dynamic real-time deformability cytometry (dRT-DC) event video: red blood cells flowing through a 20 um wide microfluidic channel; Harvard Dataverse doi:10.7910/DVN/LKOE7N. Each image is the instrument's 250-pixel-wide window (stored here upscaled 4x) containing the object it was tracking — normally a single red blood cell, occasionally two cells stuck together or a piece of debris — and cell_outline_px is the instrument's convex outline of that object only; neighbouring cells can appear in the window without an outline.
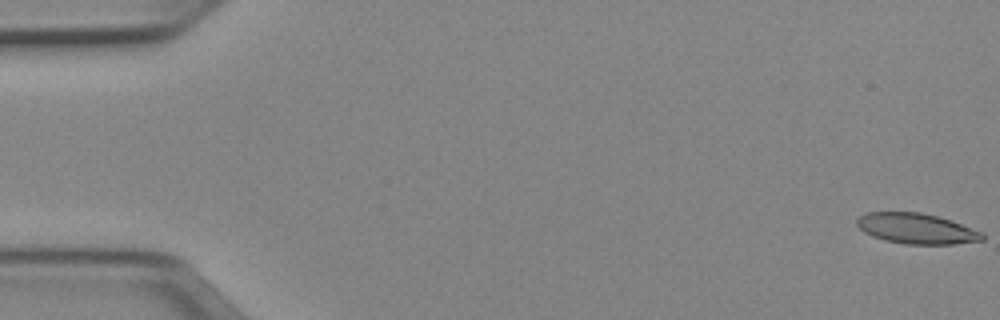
{"species": "Egyptian fruit bat (a non-hibernating species)", "species_latin": "Rousettus aegyptiacus", "temperature_condition": "cold", "stored_images_in_passage": 51, "camera_frame_rate_fps": 3000, "um_per_image_px": 0.085, "animal": {"sex": "female"}, "frame": {"image": 1, "passage_image": 1, "time_ms": 0.0, "image_size_px": [1000, 320], "cell_outline_px": [[984, 240], [952, 244], [904, 244], [884, 240], [872, 236], [864, 232], [856, 224], [856, 220], [860, 216], [868, 212], [920, 212], [940, 216], [952, 220], [984, 232]], "centroid_in_image_um": [77.93, 19.42], "position_along_channel_um": 7.1, "area_um2": 22.48}}
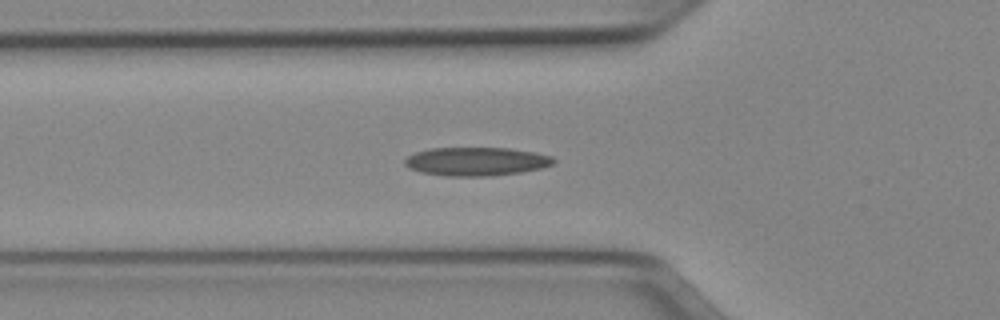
{"frame": {"image": 2, "passage_image": 18, "time_ms": 5.667, "image_size_px": [1000, 320], "cell_outline_px": [[556, 160], [552, 164], [540, 168], [520, 172], [492, 176], [448, 176], [420, 172], [408, 168], [404, 164], [404, 160], [408, 156], [416, 152], [432, 148], [508, 148], [532, 152], [552, 156]], "centroid_in_image_um": [40.45, 13.73], "position_along_channel_um": 85.3, "area_um2": 24.62}}
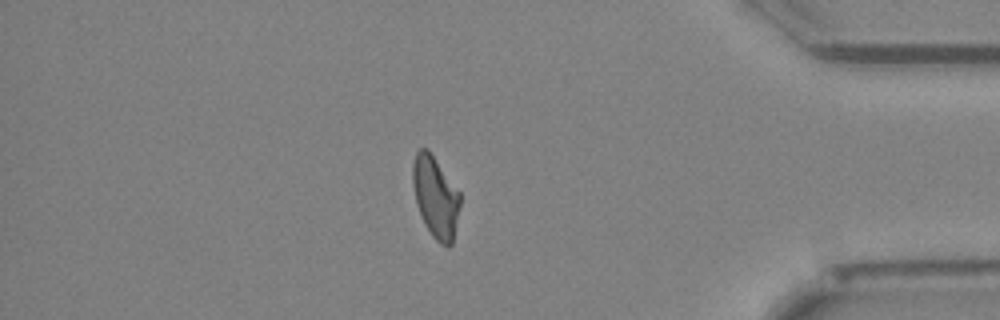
{"frame": {"image": 3, "passage_image": 44, "time_ms": 14.333, "image_size_px": [1000, 320], "cell_outline_px": [[460, 204], [452, 244], [448, 248], [440, 244], [432, 236], [416, 204], [412, 184], [412, 164], [416, 152], [420, 148], [428, 148], [460, 192]], "centroid_in_image_um": [37.01, 16.72], "position_along_channel_um": 398.2, "area_um2": 22.43}, "authors_computed_cell_mechanics": {"area_um2": 23.0622, "velocity_mm_per_s": 3.9905, "shape_relaxation_time_tau1_ms": null, "shape_relaxation_time_tau2_ms": 3.271, "deformation_change_tau1": null, "deformation_change_tau2": 0.1077}}